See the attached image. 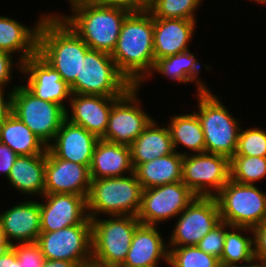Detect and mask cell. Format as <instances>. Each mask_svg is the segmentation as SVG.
Listing matches in <instances>:
<instances>
[{
  "label": "cell",
  "instance_id": "obj_1",
  "mask_svg": "<svg viewBox=\"0 0 266 267\" xmlns=\"http://www.w3.org/2000/svg\"><path fill=\"white\" fill-rule=\"evenodd\" d=\"M111 56L133 86L151 74L155 65L154 18L148 10L126 16Z\"/></svg>",
  "mask_w": 266,
  "mask_h": 267
},
{
  "label": "cell",
  "instance_id": "obj_2",
  "mask_svg": "<svg viewBox=\"0 0 266 267\" xmlns=\"http://www.w3.org/2000/svg\"><path fill=\"white\" fill-rule=\"evenodd\" d=\"M90 50L86 43L56 13H48L38 31L37 54L69 87L80 78L81 61Z\"/></svg>",
  "mask_w": 266,
  "mask_h": 267
},
{
  "label": "cell",
  "instance_id": "obj_3",
  "mask_svg": "<svg viewBox=\"0 0 266 267\" xmlns=\"http://www.w3.org/2000/svg\"><path fill=\"white\" fill-rule=\"evenodd\" d=\"M72 14L57 13L93 50L112 54L128 10L97 2L70 4Z\"/></svg>",
  "mask_w": 266,
  "mask_h": 267
},
{
  "label": "cell",
  "instance_id": "obj_4",
  "mask_svg": "<svg viewBox=\"0 0 266 267\" xmlns=\"http://www.w3.org/2000/svg\"><path fill=\"white\" fill-rule=\"evenodd\" d=\"M197 110L194 111L200 120L205 139V152L219 154L231 159L236 153L241 120L234 117L226 108L222 97L212 90L197 94Z\"/></svg>",
  "mask_w": 266,
  "mask_h": 267
},
{
  "label": "cell",
  "instance_id": "obj_5",
  "mask_svg": "<svg viewBox=\"0 0 266 267\" xmlns=\"http://www.w3.org/2000/svg\"><path fill=\"white\" fill-rule=\"evenodd\" d=\"M143 188L134 173L121 177L91 179L87 201L90 218L114 215L137 217Z\"/></svg>",
  "mask_w": 266,
  "mask_h": 267
},
{
  "label": "cell",
  "instance_id": "obj_6",
  "mask_svg": "<svg viewBox=\"0 0 266 267\" xmlns=\"http://www.w3.org/2000/svg\"><path fill=\"white\" fill-rule=\"evenodd\" d=\"M90 219L92 260L108 267H120L127 257L133 234L141 224L140 221L132 215Z\"/></svg>",
  "mask_w": 266,
  "mask_h": 267
},
{
  "label": "cell",
  "instance_id": "obj_7",
  "mask_svg": "<svg viewBox=\"0 0 266 267\" xmlns=\"http://www.w3.org/2000/svg\"><path fill=\"white\" fill-rule=\"evenodd\" d=\"M221 221L254 229L266 221V192L255 185L229 180L215 196Z\"/></svg>",
  "mask_w": 266,
  "mask_h": 267
},
{
  "label": "cell",
  "instance_id": "obj_8",
  "mask_svg": "<svg viewBox=\"0 0 266 267\" xmlns=\"http://www.w3.org/2000/svg\"><path fill=\"white\" fill-rule=\"evenodd\" d=\"M132 86L110 54L90 49L81 61L80 78H76L70 90L71 94L121 97Z\"/></svg>",
  "mask_w": 266,
  "mask_h": 267
},
{
  "label": "cell",
  "instance_id": "obj_9",
  "mask_svg": "<svg viewBox=\"0 0 266 267\" xmlns=\"http://www.w3.org/2000/svg\"><path fill=\"white\" fill-rule=\"evenodd\" d=\"M11 112L48 146L66 119L59 104L37 98L22 83L12 91Z\"/></svg>",
  "mask_w": 266,
  "mask_h": 267
},
{
  "label": "cell",
  "instance_id": "obj_10",
  "mask_svg": "<svg viewBox=\"0 0 266 267\" xmlns=\"http://www.w3.org/2000/svg\"><path fill=\"white\" fill-rule=\"evenodd\" d=\"M230 180V159L213 153L183 156L182 182L200 197H215Z\"/></svg>",
  "mask_w": 266,
  "mask_h": 267
},
{
  "label": "cell",
  "instance_id": "obj_11",
  "mask_svg": "<svg viewBox=\"0 0 266 267\" xmlns=\"http://www.w3.org/2000/svg\"><path fill=\"white\" fill-rule=\"evenodd\" d=\"M140 86H132L112 105L102 140L130 146L154 119L141 106Z\"/></svg>",
  "mask_w": 266,
  "mask_h": 267
},
{
  "label": "cell",
  "instance_id": "obj_12",
  "mask_svg": "<svg viewBox=\"0 0 266 267\" xmlns=\"http://www.w3.org/2000/svg\"><path fill=\"white\" fill-rule=\"evenodd\" d=\"M176 218L167 240L168 248L196 246L221 222L219 205L215 197L196 196Z\"/></svg>",
  "mask_w": 266,
  "mask_h": 267
},
{
  "label": "cell",
  "instance_id": "obj_13",
  "mask_svg": "<svg viewBox=\"0 0 266 267\" xmlns=\"http://www.w3.org/2000/svg\"><path fill=\"white\" fill-rule=\"evenodd\" d=\"M195 197L182 181L143 189L137 219L144 225L160 226L176 219Z\"/></svg>",
  "mask_w": 266,
  "mask_h": 267
},
{
  "label": "cell",
  "instance_id": "obj_14",
  "mask_svg": "<svg viewBox=\"0 0 266 267\" xmlns=\"http://www.w3.org/2000/svg\"><path fill=\"white\" fill-rule=\"evenodd\" d=\"M46 259L68 260L79 266L92 261L91 219L52 232H41L36 242Z\"/></svg>",
  "mask_w": 266,
  "mask_h": 267
},
{
  "label": "cell",
  "instance_id": "obj_15",
  "mask_svg": "<svg viewBox=\"0 0 266 267\" xmlns=\"http://www.w3.org/2000/svg\"><path fill=\"white\" fill-rule=\"evenodd\" d=\"M20 75L23 84L37 98L61 105L65 110L71 97L69 85L60 74L48 65L38 54L22 64Z\"/></svg>",
  "mask_w": 266,
  "mask_h": 267
},
{
  "label": "cell",
  "instance_id": "obj_16",
  "mask_svg": "<svg viewBox=\"0 0 266 267\" xmlns=\"http://www.w3.org/2000/svg\"><path fill=\"white\" fill-rule=\"evenodd\" d=\"M39 201L41 232H52L82 224L87 218L85 196L53 193L44 194Z\"/></svg>",
  "mask_w": 266,
  "mask_h": 267
},
{
  "label": "cell",
  "instance_id": "obj_17",
  "mask_svg": "<svg viewBox=\"0 0 266 267\" xmlns=\"http://www.w3.org/2000/svg\"><path fill=\"white\" fill-rule=\"evenodd\" d=\"M90 184L87 166L55 157L47 149L44 194L66 193L87 198Z\"/></svg>",
  "mask_w": 266,
  "mask_h": 267
},
{
  "label": "cell",
  "instance_id": "obj_18",
  "mask_svg": "<svg viewBox=\"0 0 266 267\" xmlns=\"http://www.w3.org/2000/svg\"><path fill=\"white\" fill-rule=\"evenodd\" d=\"M118 98L71 94L68 103L70 108H66V119L101 138L106 132L112 105Z\"/></svg>",
  "mask_w": 266,
  "mask_h": 267
},
{
  "label": "cell",
  "instance_id": "obj_19",
  "mask_svg": "<svg viewBox=\"0 0 266 267\" xmlns=\"http://www.w3.org/2000/svg\"><path fill=\"white\" fill-rule=\"evenodd\" d=\"M99 139V137L88 132L82 126L73 124L65 119L47 149L55 157L83 164L89 168Z\"/></svg>",
  "mask_w": 266,
  "mask_h": 267
},
{
  "label": "cell",
  "instance_id": "obj_20",
  "mask_svg": "<svg viewBox=\"0 0 266 267\" xmlns=\"http://www.w3.org/2000/svg\"><path fill=\"white\" fill-rule=\"evenodd\" d=\"M29 199L0 213L5 237L11 246L16 242L35 243L41 233L39 200Z\"/></svg>",
  "mask_w": 266,
  "mask_h": 267
},
{
  "label": "cell",
  "instance_id": "obj_21",
  "mask_svg": "<svg viewBox=\"0 0 266 267\" xmlns=\"http://www.w3.org/2000/svg\"><path fill=\"white\" fill-rule=\"evenodd\" d=\"M159 228L140 224L133 234L127 257L120 267H154L163 260L167 263L169 249Z\"/></svg>",
  "mask_w": 266,
  "mask_h": 267
},
{
  "label": "cell",
  "instance_id": "obj_22",
  "mask_svg": "<svg viewBox=\"0 0 266 267\" xmlns=\"http://www.w3.org/2000/svg\"><path fill=\"white\" fill-rule=\"evenodd\" d=\"M197 20L154 18L155 61L189 50Z\"/></svg>",
  "mask_w": 266,
  "mask_h": 267
},
{
  "label": "cell",
  "instance_id": "obj_23",
  "mask_svg": "<svg viewBox=\"0 0 266 267\" xmlns=\"http://www.w3.org/2000/svg\"><path fill=\"white\" fill-rule=\"evenodd\" d=\"M47 14L43 13L39 16L32 27L14 18L0 15V50L12 55L15 54L21 63L35 56L37 54L39 27Z\"/></svg>",
  "mask_w": 266,
  "mask_h": 267
},
{
  "label": "cell",
  "instance_id": "obj_24",
  "mask_svg": "<svg viewBox=\"0 0 266 267\" xmlns=\"http://www.w3.org/2000/svg\"><path fill=\"white\" fill-rule=\"evenodd\" d=\"M89 172L91 179L121 177L126 176V173H134L130 147L99 139Z\"/></svg>",
  "mask_w": 266,
  "mask_h": 267
},
{
  "label": "cell",
  "instance_id": "obj_25",
  "mask_svg": "<svg viewBox=\"0 0 266 267\" xmlns=\"http://www.w3.org/2000/svg\"><path fill=\"white\" fill-rule=\"evenodd\" d=\"M191 50H187L184 52H180L176 55H171L165 58H161L155 61L154 68L151 74L139 85L143 87V85L148 78L150 79L153 75L161 74L164 77H167L172 80L174 83H195V87L197 88L196 93H200L203 91H210L208 85L205 84V81L201 80L200 72L202 70L200 65L199 58H196L195 55ZM155 71V72H154ZM157 72V73H156ZM155 73V74H154Z\"/></svg>",
  "mask_w": 266,
  "mask_h": 267
},
{
  "label": "cell",
  "instance_id": "obj_26",
  "mask_svg": "<svg viewBox=\"0 0 266 267\" xmlns=\"http://www.w3.org/2000/svg\"><path fill=\"white\" fill-rule=\"evenodd\" d=\"M46 152L35 155H19L7 178L15 191L22 195H44Z\"/></svg>",
  "mask_w": 266,
  "mask_h": 267
},
{
  "label": "cell",
  "instance_id": "obj_27",
  "mask_svg": "<svg viewBox=\"0 0 266 267\" xmlns=\"http://www.w3.org/2000/svg\"><path fill=\"white\" fill-rule=\"evenodd\" d=\"M160 124L154 118L129 146L133 168L175 152L167 124Z\"/></svg>",
  "mask_w": 266,
  "mask_h": 267
},
{
  "label": "cell",
  "instance_id": "obj_28",
  "mask_svg": "<svg viewBox=\"0 0 266 267\" xmlns=\"http://www.w3.org/2000/svg\"><path fill=\"white\" fill-rule=\"evenodd\" d=\"M183 156L174 152L137 165L134 174L143 189L182 181Z\"/></svg>",
  "mask_w": 266,
  "mask_h": 267
},
{
  "label": "cell",
  "instance_id": "obj_29",
  "mask_svg": "<svg viewBox=\"0 0 266 267\" xmlns=\"http://www.w3.org/2000/svg\"><path fill=\"white\" fill-rule=\"evenodd\" d=\"M169 121L167 126L176 152L182 156L205 152L204 133L200 120L194 111L172 115ZM181 146L188 149L187 152L186 150L177 151Z\"/></svg>",
  "mask_w": 266,
  "mask_h": 267
},
{
  "label": "cell",
  "instance_id": "obj_30",
  "mask_svg": "<svg viewBox=\"0 0 266 267\" xmlns=\"http://www.w3.org/2000/svg\"><path fill=\"white\" fill-rule=\"evenodd\" d=\"M0 142L17 155L43 154L47 146L12 112L0 124Z\"/></svg>",
  "mask_w": 266,
  "mask_h": 267
},
{
  "label": "cell",
  "instance_id": "obj_31",
  "mask_svg": "<svg viewBox=\"0 0 266 267\" xmlns=\"http://www.w3.org/2000/svg\"><path fill=\"white\" fill-rule=\"evenodd\" d=\"M246 233H249L246 235ZM254 258V232L247 227L226 223L225 241L220 264H241Z\"/></svg>",
  "mask_w": 266,
  "mask_h": 267
},
{
  "label": "cell",
  "instance_id": "obj_32",
  "mask_svg": "<svg viewBox=\"0 0 266 267\" xmlns=\"http://www.w3.org/2000/svg\"><path fill=\"white\" fill-rule=\"evenodd\" d=\"M266 178V157L234 155L230 159V179L255 185Z\"/></svg>",
  "mask_w": 266,
  "mask_h": 267
},
{
  "label": "cell",
  "instance_id": "obj_33",
  "mask_svg": "<svg viewBox=\"0 0 266 267\" xmlns=\"http://www.w3.org/2000/svg\"><path fill=\"white\" fill-rule=\"evenodd\" d=\"M203 0H150L148 11L153 18L196 20Z\"/></svg>",
  "mask_w": 266,
  "mask_h": 267
},
{
  "label": "cell",
  "instance_id": "obj_34",
  "mask_svg": "<svg viewBox=\"0 0 266 267\" xmlns=\"http://www.w3.org/2000/svg\"><path fill=\"white\" fill-rule=\"evenodd\" d=\"M166 264L170 267H220V260L201 251L197 246L168 248Z\"/></svg>",
  "mask_w": 266,
  "mask_h": 267
},
{
  "label": "cell",
  "instance_id": "obj_35",
  "mask_svg": "<svg viewBox=\"0 0 266 267\" xmlns=\"http://www.w3.org/2000/svg\"><path fill=\"white\" fill-rule=\"evenodd\" d=\"M234 155L266 157V129L259 127L242 128Z\"/></svg>",
  "mask_w": 266,
  "mask_h": 267
},
{
  "label": "cell",
  "instance_id": "obj_36",
  "mask_svg": "<svg viewBox=\"0 0 266 267\" xmlns=\"http://www.w3.org/2000/svg\"><path fill=\"white\" fill-rule=\"evenodd\" d=\"M226 232V222L221 221L209 233H207L198 243L197 247L210 255L221 258L223 253Z\"/></svg>",
  "mask_w": 266,
  "mask_h": 267
},
{
  "label": "cell",
  "instance_id": "obj_37",
  "mask_svg": "<svg viewBox=\"0 0 266 267\" xmlns=\"http://www.w3.org/2000/svg\"><path fill=\"white\" fill-rule=\"evenodd\" d=\"M11 248L15 251L18 262L23 267H42L46 260L40 246L35 243L14 244Z\"/></svg>",
  "mask_w": 266,
  "mask_h": 267
},
{
  "label": "cell",
  "instance_id": "obj_38",
  "mask_svg": "<svg viewBox=\"0 0 266 267\" xmlns=\"http://www.w3.org/2000/svg\"><path fill=\"white\" fill-rule=\"evenodd\" d=\"M16 64V65H15ZM22 64L19 60L14 61V55L9 52L0 50V88L7 89L12 83L13 70L15 69L14 65L17 66L19 73L22 71ZM14 68V69H13Z\"/></svg>",
  "mask_w": 266,
  "mask_h": 267
},
{
  "label": "cell",
  "instance_id": "obj_39",
  "mask_svg": "<svg viewBox=\"0 0 266 267\" xmlns=\"http://www.w3.org/2000/svg\"><path fill=\"white\" fill-rule=\"evenodd\" d=\"M96 2L105 6L122 8L129 12L148 10L150 4V0H97Z\"/></svg>",
  "mask_w": 266,
  "mask_h": 267
},
{
  "label": "cell",
  "instance_id": "obj_40",
  "mask_svg": "<svg viewBox=\"0 0 266 267\" xmlns=\"http://www.w3.org/2000/svg\"><path fill=\"white\" fill-rule=\"evenodd\" d=\"M254 257L266 264V221L253 229Z\"/></svg>",
  "mask_w": 266,
  "mask_h": 267
},
{
  "label": "cell",
  "instance_id": "obj_41",
  "mask_svg": "<svg viewBox=\"0 0 266 267\" xmlns=\"http://www.w3.org/2000/svg\"><path fill=\"white\" fill-rule=\"evenodd\" d=\"M18 156L9 146L0 142V175L2 172L6 178L9 177L10 169Z\"/></svg>",
  "mask_w": 266,
  "mask_h": 267
},
{
  "label": "cell",
  "instance_id": "obj_42",
  "mask_svg": "<svg viewBox=\"0 0 266 267\" xmlns=\"http://www.w3.org/2000/svg\"><path fill=\"white\" fill-rule=\"evenodd\" d=\"M18 86L16 84L13 88H10L5 94V90L0 88V124L11 113L12 109V91ZM6 95V96H5Z\"/></svg>",
  "mask_w": 266,
  "mask_h": 267
},
{
  "label": "cell",
  "instance_id": "obj_43",
  "mask_svg": "<svg viewBox=\"0 0 266 267\" xmlns=\"http://www.w3.org/2000/svg\"><path fill=\"white\" fill-rule=\"evenodd\" d=\"M0 267H23L18 262L15 251L10 247L0 254Z\"/></svg>",
  "mask_w": 266,
  "mask_h": 267
},
{
  "label": "cell",
  "instance_id": "obj_44",
  "mask_svg": "<svg viewBox=\"0 0 266 267\" xmlns=\"http://www.w3.org/2000/svg\"><path fill=\"white\" fill-rule=\"evenodd\" d=\"M42 267H79L76 262L68 260H50L46 259Z\"/></svg>",
  "mask_w": 266,
  "mask_h": 267
},
{
  "label": "cell",
  "instance_id": "obj_45",
  "mask_svg": "<svg viewBox=\"0 0 266 267\" xmlns=\"http://www.w3.org/2000/svg\"><path fill=\"white\" fill-rule=\"evenodd\" d=\"M220 267H266V264L263 263L260 259L254 257L250 261L239 264H229L221 265Z\"/></svg>",
  "mask_w": 266,
  "mask_h": 267
},
{
  "label": "cell",
  "instance_id": "obj_46",
  "mask_svg": "<svg viewBox=\"0 0 266 267\" xmlns=\"http://www.w3.org/2000/svg\"><path fill=\"white\" fill-rule=\"evenodd\" d=\"M0 247H11V245L9 244V242L7 241L5 237V233H4L1 221H0Z\"/></svg>",
  "mask_w": 266,
  "mask_h": 267
},
{
  "label": "cell",
  "instance_id": "obj_47",
  "mask_svg": "<svg viewBox=\"0 0 266 267\" xmlns=\"http://www.w3.org/2000/svg\"><path fill=\"white\" fill-rule=\"evenodd\" d=\"M79 267H108L105 265H101L99 263L94 262L93 260L90 262H87L85 264H81Z\"/></svg>",
  "mask_w": 266,
  "mask_h": 267
},
{
  "label": "cell",
  "instance_id": "obj_48",
  "mask_svg": "<svg viewBox=\"0 0 266 267\" xmlns=\"http://www.w3.org/2000/svg\"><path fill=\"white\" fill-rule=\"evenodd\" d=\"M69 2V5L70 4H77V3H80V2H96L97 0H67Z\"/></svg>",
  "mask_w": 266,
  "mask_h": 267
},
{
  "label": "cell",
  "instance_id": "obj_49",
  "mask_svg": "<svg viewBox=\"0 0 266 267\" xmlns=\"http://www.w3.org/2000/svg\"><path fill=\"white\" fill-rule=\"evenodd\" d=\"M250 1V0H249ZM252 2L254 1L256 4H261L266 6V0H251Z\"/></svg>",
  "mask_w": 266,
  "mask_h": 267
},
{
  "label": "cell",
  "instance_id": "obj_50",
  "mask_svg": "<svg viewBox=\"0 0 266 267\" xmlns=\"http://www.w3.org/2000/svg\"><path fill=\"white\" fill-rule=\"evenodd\" d=\"M10 247H0V254L2 251L9 249Z\"/></svg>",
  "mask_w": 266,
  "mask_h": 267
}]
</instances>
